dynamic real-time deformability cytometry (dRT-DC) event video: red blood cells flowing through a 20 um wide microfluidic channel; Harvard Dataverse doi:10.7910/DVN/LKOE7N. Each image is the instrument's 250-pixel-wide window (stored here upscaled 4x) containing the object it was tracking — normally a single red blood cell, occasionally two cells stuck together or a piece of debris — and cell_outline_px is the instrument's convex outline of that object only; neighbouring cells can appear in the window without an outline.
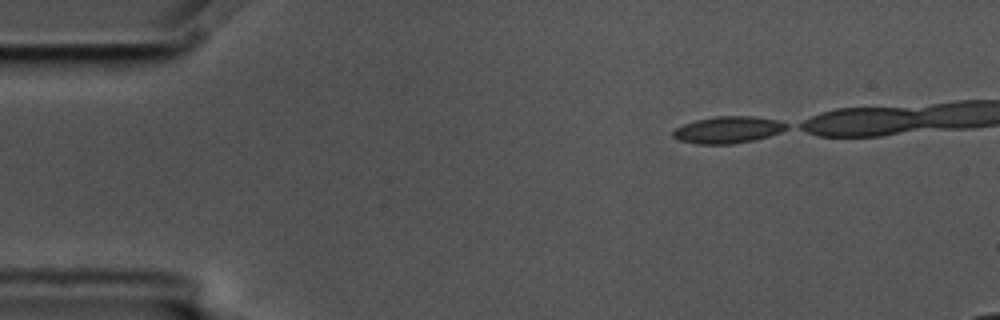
{"species": "common noctule bat (a hibernating species)", "species_latin": "Nyctalus noctula", "temperature_condition": "cold", "stored_images_in_passage": 21, "camera_frame_rate_fps": 3000, "um_per_image_px": 0.085, "animal": {"sex": "male", "body_mass_g": 17.5, "forearm_length_mm": 52.3}, "frame": {"image": 1, "passage_image": 1, "time_ms": 0.0, "image_size_px": [1000, 320], "cell_outline_px": [[788, 128], [780, 132], [756, 140], [732, 144], [696, 144], [680, 140], [672, 136], [672, 132], [676, 128], [684, 124], [696, 120], [716, 116], [752, 116], [780, 120], [788, 124]], "centroid_in_image_um": [61.9, 11.03], "position_along_channel_um": 23.1, "area_um2": 17.8}}